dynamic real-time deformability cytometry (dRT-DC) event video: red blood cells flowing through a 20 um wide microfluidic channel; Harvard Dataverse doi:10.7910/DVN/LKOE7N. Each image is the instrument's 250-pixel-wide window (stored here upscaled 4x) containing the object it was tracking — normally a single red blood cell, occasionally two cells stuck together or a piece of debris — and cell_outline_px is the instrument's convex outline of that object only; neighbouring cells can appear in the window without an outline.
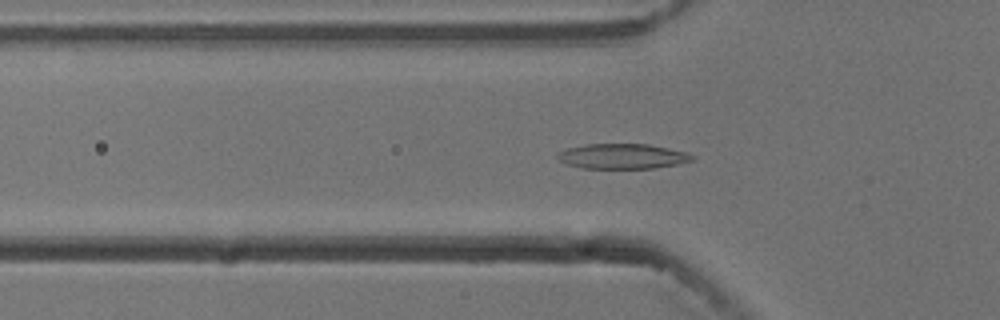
{"species": "common noctule bat (a hibernating species)", "species_latin": "Nyctalus noctula", "temperature_condition": "cold", "stored_images_in_passage": 51, "camera_frame_rate_fps": 3000, "um_per_image_px": 0.085, "animal": {"sex": "male", "body_mass_g": 13.3}, "frame": {"image": 1, "passage_image": 18, "time_ms": 5.667, "image_size_px": [1000, 320], "cell_outline_px": [[696, 160], [656, 168], [584, 168], [568, 164], [560, 160], [556, 156], [560, 152], [568, 148], [588, 144], [648, 144], [668, 148], [684, 152], [696, 156]], "centroid_in_image_um": [52.96, 13.28], "position_along_channel_um": 72.8, "area_um2": 19.48}}
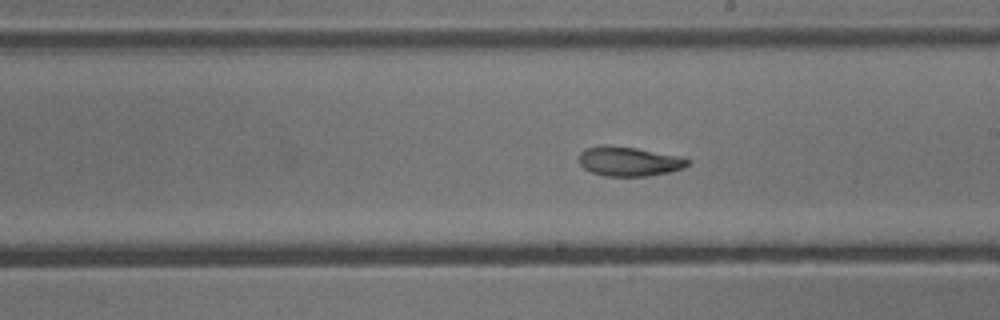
{"frame": {"image": 2, "passage_image": 31, "time_ms": 10.0, "image_size_px": [1000, 320], "cell_outline_px": [[692, 160], [684, 168], [668, 172], [648, 176], [604, 176], [592, 172], [584, 168], [580, 164], [580, 152], [584, 148], [604, 144], [608, 144], [636, 148], [684, 156]], "centroid_in_image_um": [53.49, 13.7], "position_along_channel_um": 235.5, "area_um2": 18.96}}
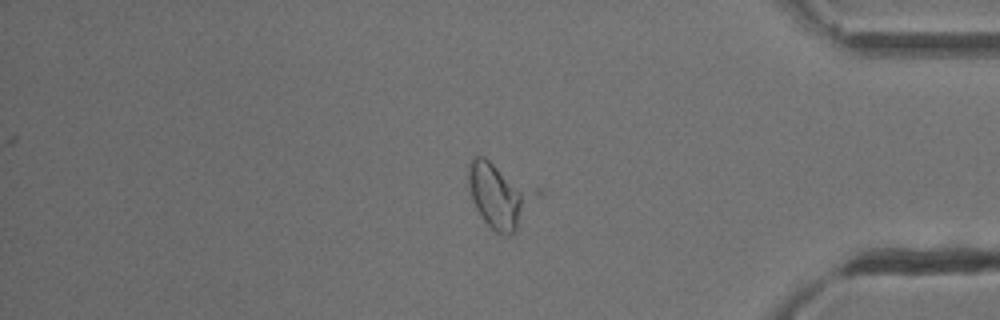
{"frame": {"image": 3, "passage_image": 46, "time_ms": 15.0, "image_size_px": [1000, 320], "cell_outline_px": [[544, 192], [516, 232], [508, 236], [504, 236], [496, 232], [484, 220], [476, 208], [472, 200], [468, 184], [468, 164], [472, 156], [484, 156], [540, 188]], "centroid_in_image_um": [42.56, 16.58], "position_along_channel_um": 392.6, "area_um2": 26.93}, "authors_computed_cell_mechanics": {"area_um2": 19.1896, "velocity_mm_per_s": 3.7327, "shape_relaxation_time_tau1_ms": null, "shape_relaxation_time_tau2_ms": 1.4993, "deformation_change_tau1": null, "deformation_change_tau2": 0.0614}}